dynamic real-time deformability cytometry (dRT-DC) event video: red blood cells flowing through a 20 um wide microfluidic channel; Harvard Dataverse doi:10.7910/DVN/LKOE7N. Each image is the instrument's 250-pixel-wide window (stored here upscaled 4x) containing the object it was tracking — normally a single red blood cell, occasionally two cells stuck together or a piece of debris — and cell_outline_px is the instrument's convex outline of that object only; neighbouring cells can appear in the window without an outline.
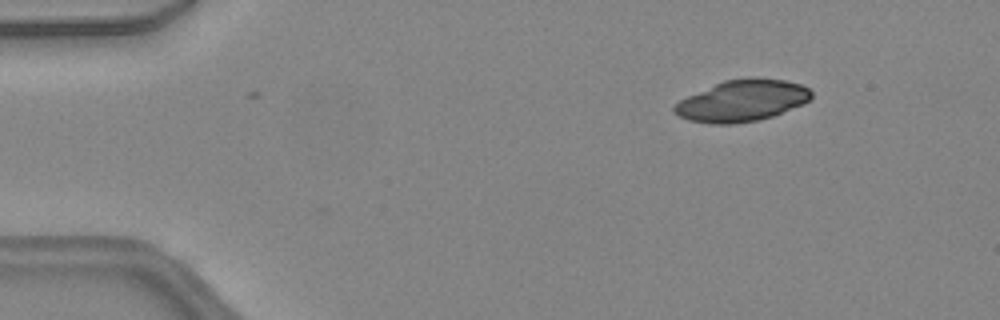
{"species": "common noctule bat (a hibernating species)", "species_latin": "Nyctalus noctula", "temperature_condition": "warm", "stored_images_in_passage": 40, "camera_frame_rate_fps": 3000, "um_per_image_px": 0.085, "animal": {"sex": "female", "body_mass_g": 24.6, "forearm_length_mm": 56.2}, "frame": {"image": 1, "passage_image": 4, "time_ms": 1.0, "image_size_px": [1000, 320], "cell_outline_px": [[812, 96], [804, 104], [772, 116], [756, 120], [736, 124], [712, 124], [688, 120], [672, 112], [672, 108], [680, 100], [688, 96], [724, 80], [748, 76], [752, 76], [784, 80], [800, 84], [808, 88], [812, 92]], "centroid_in_image_um": [63.08, 8.55], "position_along_channel_um": 21.9, "area_um2": 33.18}}